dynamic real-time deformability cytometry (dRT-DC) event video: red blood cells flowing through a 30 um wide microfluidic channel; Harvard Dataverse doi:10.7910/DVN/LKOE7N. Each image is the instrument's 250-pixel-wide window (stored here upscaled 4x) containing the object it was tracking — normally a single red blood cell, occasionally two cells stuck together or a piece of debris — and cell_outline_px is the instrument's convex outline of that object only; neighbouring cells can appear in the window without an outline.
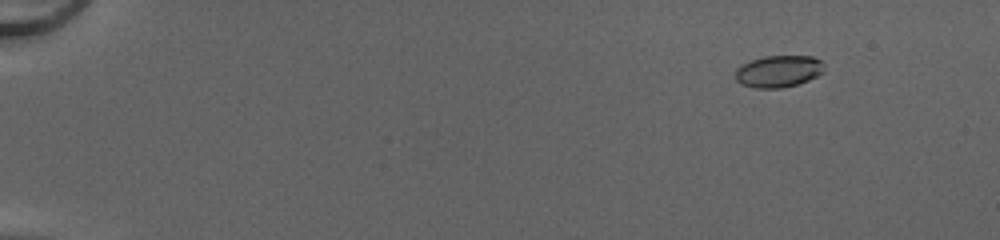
{"species": "common noctule bat (a hibernating species)", "species_latin": "Nyctalus noctula", "temperature_condition": "cold", "stored_images_in_passage": 52, "camera_frame_rate_fps": 3000, "um_per_image_px": 0.085, "animal": {"sex": "female", "body_mass_g": 20.0, "forearm_length_mm": 54.0}, "frame": {"image": 1, "passage_image": 7, "time_ms": 2.0, "image_size_px": [1000, 240], "cell_outline_px": [[824, 72], [808, 80], [796, 84], [780, 88], [756, 88], [740, 84], [736, 80], [736, 68], [752, 60], [764, 56], [812, 56], [820, 60], [824, 64]], "centroid_in_image_um": [66.18, 6.06], "position_along_channel_um": 18.8, "area_um2": 16.42}}
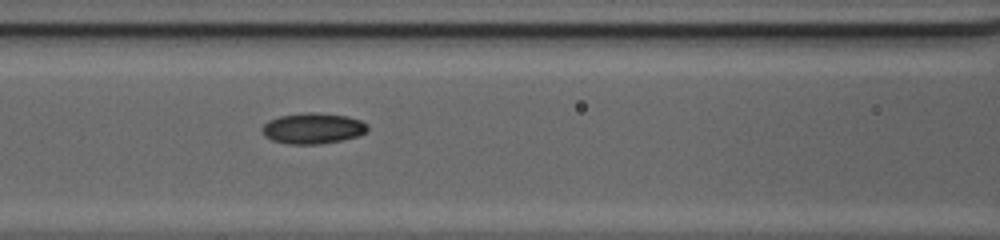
{"frame": {"image": 2, "passage_image": 26, "time_ms": 8.333, "image_size_px": [1000, 240], "cell_outline_px": [[368, 132], [360, 136], [344, 140], [320, 144], [288, 144], [272, 140], [264, 136], [260, 128], [268, 120], [280, 116], [308, 112], [316, 112], [348, 116], [360, 120], [368, 124]], "centroid_in_image_um": [26.62, 10.91], "position_along_channel_um": 140.0, "area_um2": 19.25}}
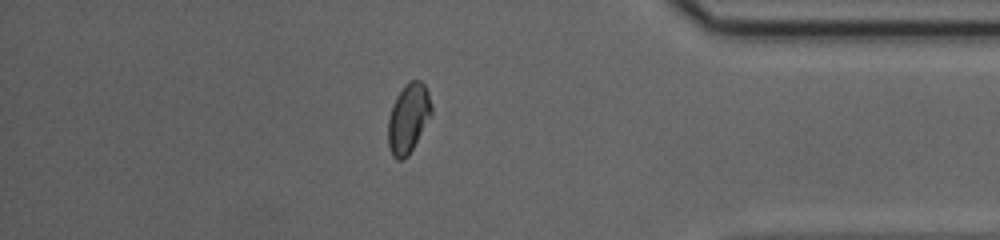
{"frame": {"image": 3, "passage_image": 46, "time_ms": 15.0, "image_size_px": [1000, 240], "cell_outline_px": [[432, 116], [408, 156], [404, 160], [396, 160], [392, 156], [388, 144], [388, 116], [392, 104], [396, 96], [404, 84], [412, 80], [420, 80], [424, 84], [428, 92], [432, 104]], "centroid_in_image_um": [34.71, 10.06], "position_along_channel_um": 400.5, "area_um2": 17.92}, "authors_computed_cell_mechanics": {"area_um2": 17.4267, "velocity_mm_per_s": 4.2357, "shape_relaxation_time_tau1_ms": 5.4636, "shape_relaxation_time_tau2_ms": 1.8411, "deformation_change_tau1": 0.1382, "deformation_change_tau2": 0.0372}}